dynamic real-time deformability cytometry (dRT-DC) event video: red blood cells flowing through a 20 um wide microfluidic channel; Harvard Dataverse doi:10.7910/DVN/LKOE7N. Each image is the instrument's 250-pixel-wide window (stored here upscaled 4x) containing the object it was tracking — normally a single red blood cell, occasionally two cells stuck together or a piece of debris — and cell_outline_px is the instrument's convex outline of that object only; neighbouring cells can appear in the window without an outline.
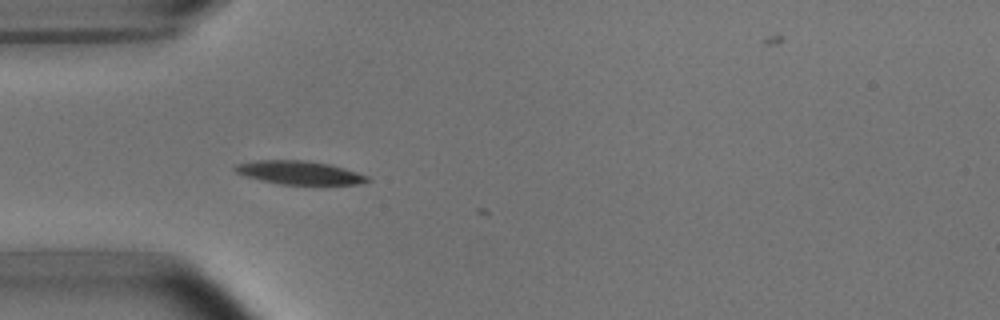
{"species": "common noctule bat (a hibernating species)", "species_latin": "Nyctalus noctula", "temperature_condition": "room temperature", "stored_images_in_passage": 5, "camera_frame_rate_fps": 3000, "um_per_image_px": 0.085, "animal": {"sex": "male", "body_mass_g": 15.6}, "frame": {"image": 1, "passage_image": 4, "time_ms": 3.667, "image_size_px": [1000, 320], "cell_outline_px": [[372, 180], [360, 184], [280, 184], [248, 176], [236, 172], [232, 168], [236, 164], [256, 160], [304, 160], [328, 164], [344, 168], [368, 176]], "centroid_in_image_um": [25.46, 14.67], "position_along_channel_um": 59.5, "area_um2": 17.8}}